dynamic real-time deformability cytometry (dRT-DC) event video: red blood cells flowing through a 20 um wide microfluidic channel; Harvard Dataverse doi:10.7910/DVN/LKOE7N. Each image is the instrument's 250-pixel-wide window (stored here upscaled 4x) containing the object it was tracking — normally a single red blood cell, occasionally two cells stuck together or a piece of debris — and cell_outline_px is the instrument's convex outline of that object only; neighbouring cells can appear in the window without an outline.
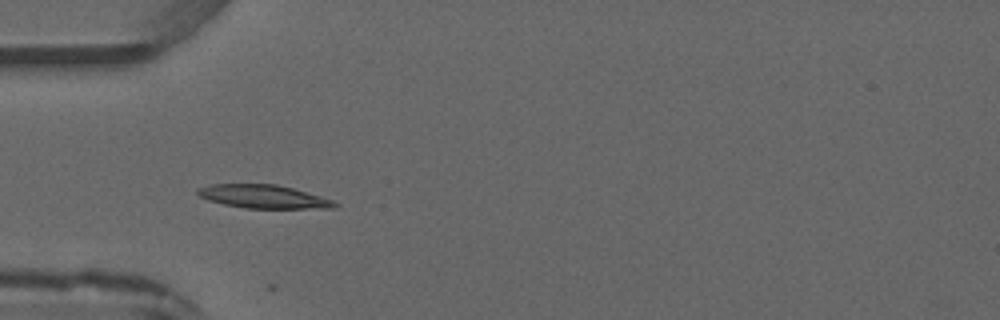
{"species": "common noctule bat (a hibernating species)", "species_latin": "Nyctalus noctula", "temperature_condition": "warm", "stored_images_in_passage": 5, "camera_frame_rate_fps": 3000, "um_per_image_px": 0.085, "animal": {"sex": "male", "forearm_length_mm": 52.5}, "frame": {"image": 1, "passage_image": 4, "time_ms": 3.667, "image_size_px": [1000, 320], "cell_outline_px": [[340, 204], [336, 208], [244, 208], [224, 204], [208, 200], [200, 196], [196, 192], [196, 188], [212, 184], [276, 184], [292, 188], [320, 196], [332, 200]], "centroid_in_image_um": [22.38, 16.71], "position_along_channel_um": 62.6, "area_um2": 18.61}}
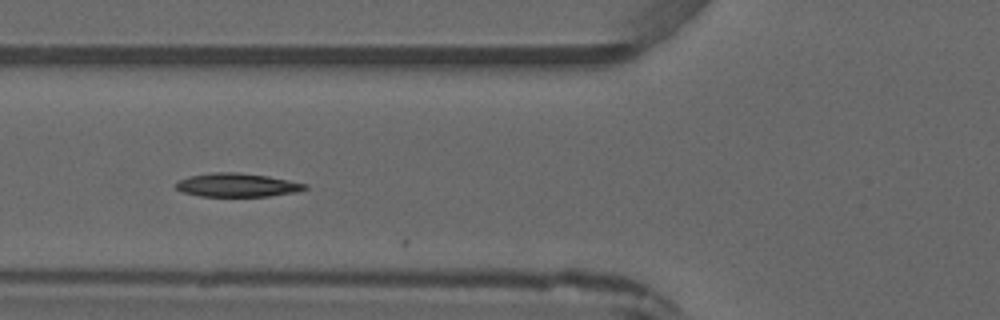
{"frame": {"image": 2, "passage_image": 5, "time_ms": 4.667, "image_size_px": [1000, 320], "cell_outline_px": [[308, 188], [296, 192], [268, 196], [200, 196], [184, 192], [176, 188], [176, 184], [180, 180], [188, 176], [212, 172], [240, 172], [268, 176], [308, 184]], "centroid_in_image_um": [20.18, 15.72], "position_along_channel_um": 105.6, "area_um2": 17.69}}